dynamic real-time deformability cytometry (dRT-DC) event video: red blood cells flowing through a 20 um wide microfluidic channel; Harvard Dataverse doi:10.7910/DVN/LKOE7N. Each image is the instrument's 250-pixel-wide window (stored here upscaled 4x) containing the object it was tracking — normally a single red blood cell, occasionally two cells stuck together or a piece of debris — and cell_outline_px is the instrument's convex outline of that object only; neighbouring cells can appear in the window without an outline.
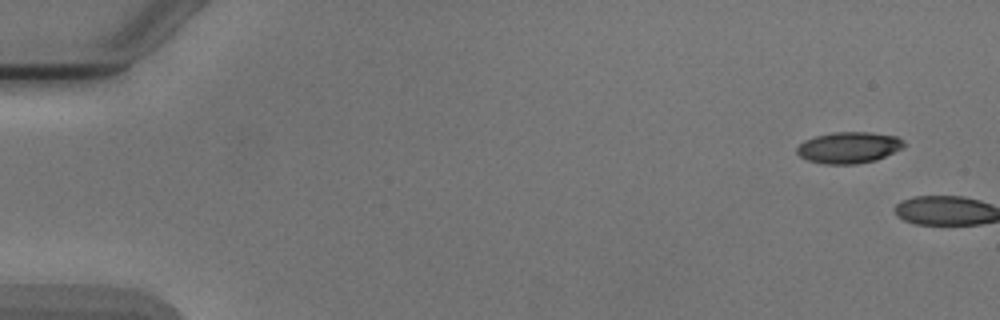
{"species": "Egyptian fruit bat (a non-hibernating species)", "species_latin": "Rousettus aegyptiacus", "temperature_condition": "cold", "stored_images_in_passage": 2, "camera_frame_rate_fps": 3000, "um_per_image_px": 0.085, "animal": {"sex": "male"}, "frame": {"image": 1, "passage_image": 1, "time_ms": 0.0, "image_size_px": [1000, 320], "cell_outline_px": [[904, 148], [876, 160], [856, 164], [824, 164], [808, 160], [800, 156], [796, 152], [796, 148], [804, 140], [816, 136], [836, 132], [872, 132], [896, 136], [904, 140]], "centroid_in_image_um": [72.17, 12.54], "position_along_channel_um": 12.8, "area_um2": 19.59}}